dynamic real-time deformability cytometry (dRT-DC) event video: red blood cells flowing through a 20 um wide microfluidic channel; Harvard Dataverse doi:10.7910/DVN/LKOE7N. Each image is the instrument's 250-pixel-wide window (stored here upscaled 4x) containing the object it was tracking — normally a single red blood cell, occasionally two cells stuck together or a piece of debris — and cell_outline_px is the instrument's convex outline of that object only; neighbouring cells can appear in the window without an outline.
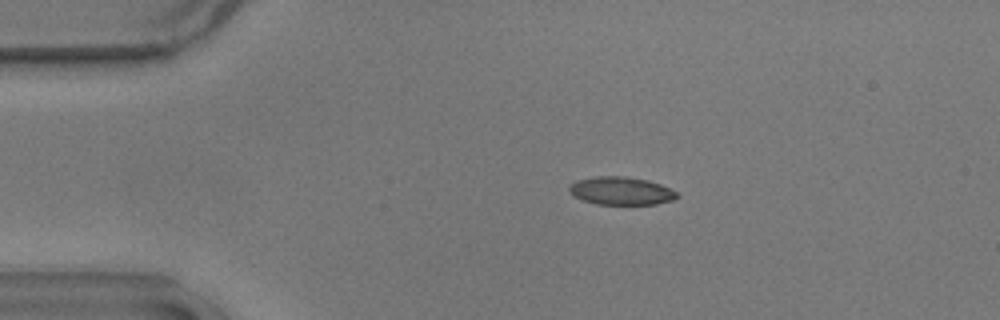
{"species": "common noctule bat (a hibernating species)", "species_latin": "Nyctalus noctula", "temperature_condition": "warm", "stored_images_in_passage": 20, "camera_frame_rate_fps": 3000, "um_per_image_px": 0.085, "animal": {"sex": "male", "body_mass_g": 17.9}, "frame": {"image": 1, "passage_image": 11, "time_ms": 3.333, "image_size_px": [1000, 320], "cell_outline_px": [[680, 196], [672, 200], [656, 204], [596, 204], [572, 196], [568, 192], [568, 188], [576, 180], [596, 176], [624, 176], [648, 180], [660, 184], [676, 192]], "centroid_in_image_um": [52.76, 16.22], "position_along_channel_um": 32.2, "area_um2": 17.57}}